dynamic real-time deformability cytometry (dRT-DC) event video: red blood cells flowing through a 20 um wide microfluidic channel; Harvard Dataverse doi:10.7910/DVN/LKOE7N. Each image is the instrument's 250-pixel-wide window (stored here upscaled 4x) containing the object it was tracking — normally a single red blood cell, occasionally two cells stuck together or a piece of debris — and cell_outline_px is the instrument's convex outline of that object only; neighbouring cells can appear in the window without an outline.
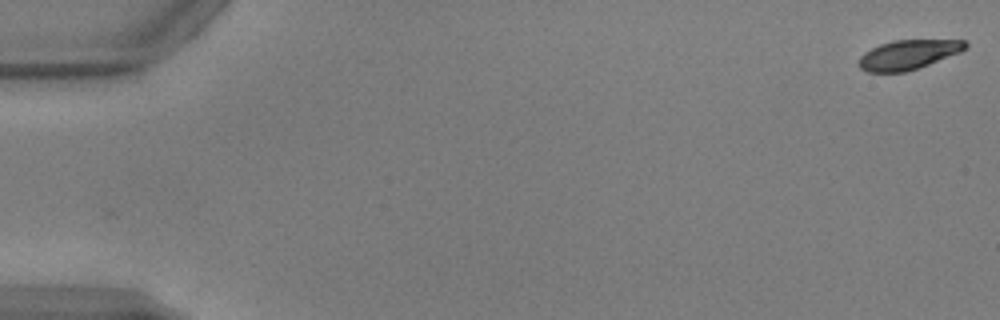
{"species": "common noctule bat (a hibernating species)", "species_latin": "Nyctalus noctula", "temperature_condition": "warm", "stored_images_in_passage": 9, "camera_frame_rate_fps": 3000, "um_per_image_px": 0.085, "animal": {"sex": "male", "body_mass_g": 17.9, "forearm_length_mm": 54.2}, "frame": {"image": 1, "passage_image": 1, "time_ms": 0.0, "image_size_px": [1000, 320], "cell_outline_px": [[968, 48], [960, 52], [928, 64], [904, 72], [868, 72], [860, 68], [860, 56], [864, 52], [880, 44], [892, 40], [964, 40], [968, 44]], "centroid_in_image_um": [77.21, 4.63], "position_along_channel_um": 7.8, "area_um2": 18.09}}